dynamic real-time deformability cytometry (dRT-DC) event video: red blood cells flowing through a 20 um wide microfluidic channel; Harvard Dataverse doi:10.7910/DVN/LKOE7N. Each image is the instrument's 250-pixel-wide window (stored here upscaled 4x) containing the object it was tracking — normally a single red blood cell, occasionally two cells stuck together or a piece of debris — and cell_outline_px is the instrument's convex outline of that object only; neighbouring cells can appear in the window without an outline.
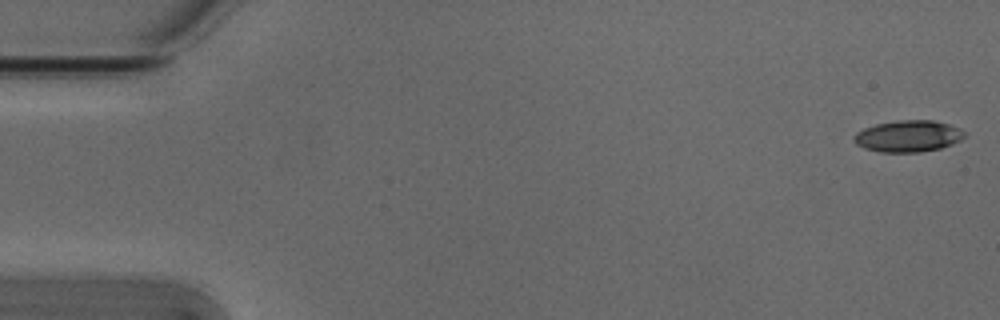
{"species": "Egyptian fruit bat (a non-hibernating species)", "species_latin": "Rousettus aegyptiacus", "temperature_condition": "cold", "stored_images_in_passage": 53, "camera_frame_rate_fps": 3000, "um_per_image_px": 0.085, "animal": {"sex": "male"}, "frame": {"image": 1, "passage_image": 1, "time_ms": 0.0, "image_size_px": [1000, 320], "cell_outline_px": [[964, 136], [960, 140], [952, 144], [940, 148], [920, 152], [880, 152], [864, 148], [856, 144], [852, 140], [852, 136], [856, 132], [864, 128], [876, 124], [900, 120], [932, 120], [948, 124], [960, 128], [964, 132]], "centroid_in_image_um": [77.16, 11.57], "position_along_channel_um": 7.8, "area_um2": 20.35}}
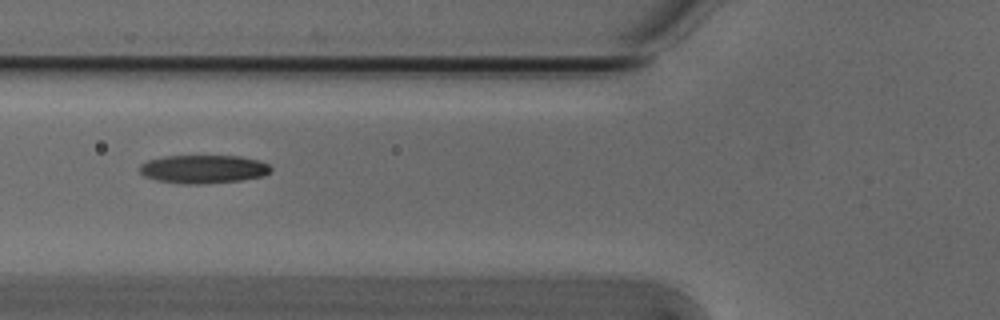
{"frame": {"image": 2, "passage_image": 20, "time_ms": 6.333, "image_size_px": [1000, 320], "cell_outline_px": [[272, 168], [264, 176], [240, 180], [196, 184], [184, 184], [156, 180], [144, 176], [140, 172], [140, 164], [148, 160], [164, 156], [240, 156], [260, 160], [268, 164]], "centroid_in_image_um": [17.28, 14.37], "position_along_channel_um": 108.5, "area_um2": 21.62}}
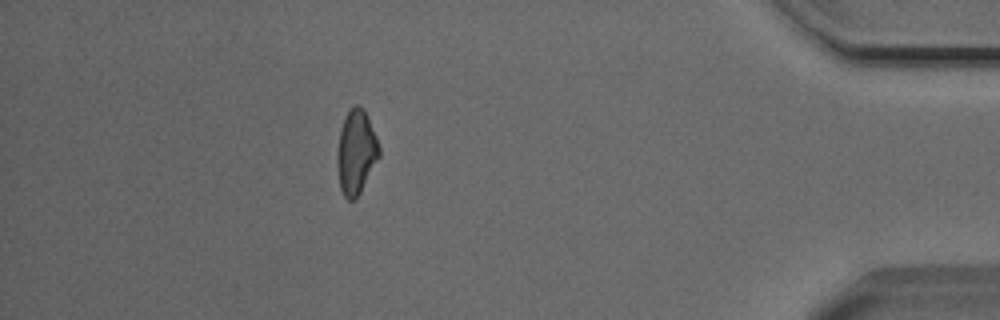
{"frame": {"image": 3, "passage_image": 47, "time_ms": 15.333, "image_size_px": [1000, 320], "cell_outline_px": [[380, 156], [356, 200], [348, 200], [344, 196], [340, 188], [336, 164], [336, 156], [340, 128], [344, 116], [348, 108], [352, 104], [360, 104], [368, 116], [376, 136], [380, 148]], "centroid_in_image_um": [30.25, 12.89], "position_along_channel_um": 404.9, "area_um2": 21.1}, "authors_computed_cell_mechanics": {"area_um2": 20.6924, "velocity_mm_per_s": 3.8499, "shape_relaxation_time_tau1_ms": 4.1067, "shape_relaxation_time_tau2_ms": 7.1951, "deformation_change_tau1": 0.1167, "deformation_change_tau2": 0.1799}}